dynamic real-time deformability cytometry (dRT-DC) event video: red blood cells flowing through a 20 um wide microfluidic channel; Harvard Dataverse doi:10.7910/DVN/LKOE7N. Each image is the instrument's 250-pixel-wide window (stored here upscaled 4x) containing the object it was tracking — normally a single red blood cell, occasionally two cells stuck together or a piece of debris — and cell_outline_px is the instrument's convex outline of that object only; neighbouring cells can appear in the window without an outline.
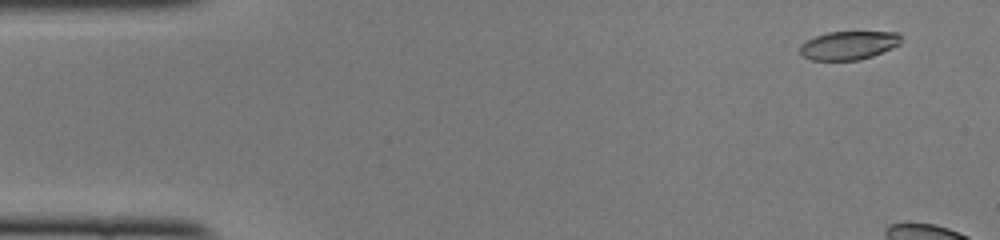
{"species": "common noctule bat (a hibernating species)", "species_latin": "Nyctalus noctula", "temperature_condition": "cold", "stored_images_in_passage": 11, "camera_frame_rate_fps": 3000, "um_per_image_px": 0.085, "animal": {"sex": "female", "body_mass_g": 22.0, "forearm_length_mm": 56.7}, "frame": {"image": 1, "passage_image": 4, "time_ms": 1.0, "image_size_px": [1000, 240], "cell_outline_px": [[900, 44], [892, 48], [872, 56], [860, 60], [812, 60], [804, 56], [800, 52], [800, 44], [816, 36], [828, 32], [900, 32]], "centroid_in_image_um": [72.14, 3.85], "position_along_channel_um": 12.9, "area_um2": 16.7}}